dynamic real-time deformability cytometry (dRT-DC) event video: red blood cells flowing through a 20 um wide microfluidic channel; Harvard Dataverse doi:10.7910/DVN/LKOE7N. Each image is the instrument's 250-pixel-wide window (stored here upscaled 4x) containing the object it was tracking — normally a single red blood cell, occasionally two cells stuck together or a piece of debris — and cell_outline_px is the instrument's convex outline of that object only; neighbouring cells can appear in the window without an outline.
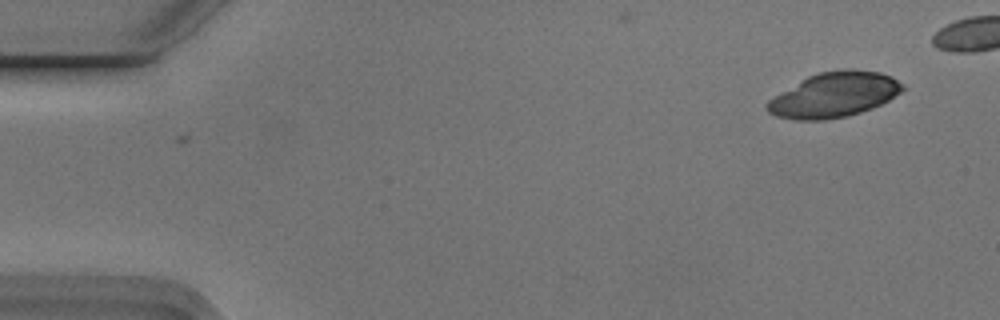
{"species": "Egyptian fruit bat (a non-hibernating species)", "species_latin": "Rousettus aegyptiacus", "temperature_condition": "cold", "stored_images_in_passage": 4, "segment_of_instrument_passage": [2, 2], "camera_frame_rate_fps": 3000, "um_per_image_px": 0.085, "animal": {"sex": "male"}, "frame": {"image": 1, "passage_image": 4, "time_ms": 1.0, "image_size_px": [1000, 320], "cell_outline_px": [[904, 88], [900, 92], [888, 100], [872, 108], [848, 116], [824, 120], [796, 120], [776, 116], [768, 112], [764, 108], [764, 104], [768, 100], [808, 76], [820, 72], [844, 68], [852, 68], [880, 72], [892, 76], [904, 84]], "centroid_in_image_um": [70.9, 8.05], "position_along_channel_um": 14.1, "area_um2": 35.55}}